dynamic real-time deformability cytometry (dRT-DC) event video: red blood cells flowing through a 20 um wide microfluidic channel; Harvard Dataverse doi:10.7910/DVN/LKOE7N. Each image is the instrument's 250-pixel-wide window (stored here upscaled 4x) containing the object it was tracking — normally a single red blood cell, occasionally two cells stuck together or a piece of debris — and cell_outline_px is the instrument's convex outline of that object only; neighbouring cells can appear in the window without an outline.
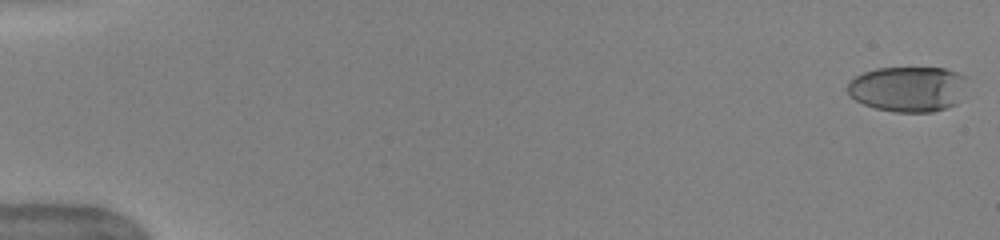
{"species": "human", "species_latin": "Homo sapiens", "temperature_condition": "warm", "stored_images_in_passage": 52, "camera_frame_rate_fps": 3000, "um_per_image_px": 0.085, "donor": {"sex": "female"}, "frame": {"image": 1, "passage_image": 1, "time_ms": 0.0, "image_size_px": [1000, 240], "cell_outline_px": [[968, 76], [956, 104], [932, 112], [896, 112], [876, 108], [864, 104], [856, 100], [848, 92], [848, 80], [864, 72], [876, 68], [944, 68]], "centroid_in_image_um": [77.17, 7.55], "position_along_channel_um": 7.8, "area_um2": 31.44}}
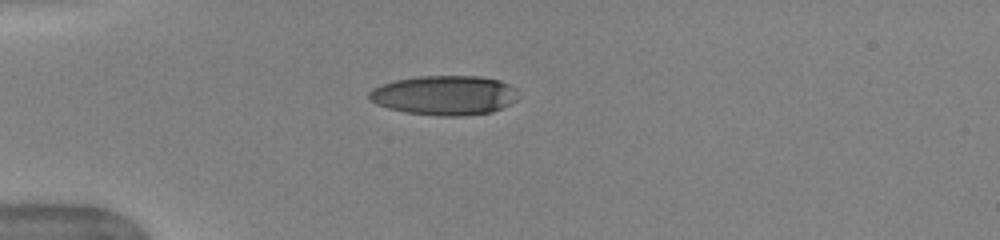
{"frame": {"image": 2, "passage_image": 15, "time_ms": 4.667, "image_size_px": [1000, 240], "cell_outline_px": [[516, 100], [492, 112], [460, 116], [436, 116], [408, 112], [388, 108], [376, 104], [368, 100], [368, 92], [372, 88], [380, 84], [396, 80], [420, 76], [480, 76], [500, 80], [516, 88]], "centroid_in_image_um": [37.74, 8.09], "position_along_channel_um": 47.3, "area_um2": 34.39}}
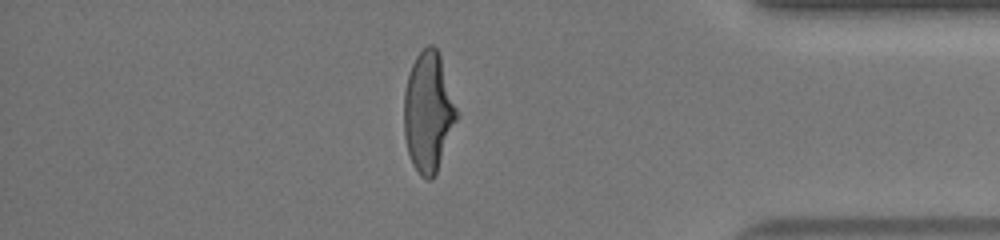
{"frame": {"image": 3, "passage_image": 45, "time_ms": 14.667, "image_size_px": [1000, 240], "cell_outline_px": [[460, 116], [436, 176], [432, 180], [428, 180], [420, 176], [412, 164], [408, 152], [404, 136], [404, 92], [408, 76], [412, 64], [416, 56], [428, 44], [432, 44], [436, 48], [440, 56], [460, 112]], "centroid_in_image_um": [36.45, 9.57], "position_along_channel_um": 398.8, "area_um2": 37.74}, "authors_computed_cell_mechanics": {"area_um2": 36.7608, "velocity_mm_per_s": 3.9903, "shape_relaxation_time_tau1_ms": 4.8835, "shape_relaxation_time_tau2_ms": null, "deformation_change_tau1": 0.2297, "deformation_change_tau2": null}}